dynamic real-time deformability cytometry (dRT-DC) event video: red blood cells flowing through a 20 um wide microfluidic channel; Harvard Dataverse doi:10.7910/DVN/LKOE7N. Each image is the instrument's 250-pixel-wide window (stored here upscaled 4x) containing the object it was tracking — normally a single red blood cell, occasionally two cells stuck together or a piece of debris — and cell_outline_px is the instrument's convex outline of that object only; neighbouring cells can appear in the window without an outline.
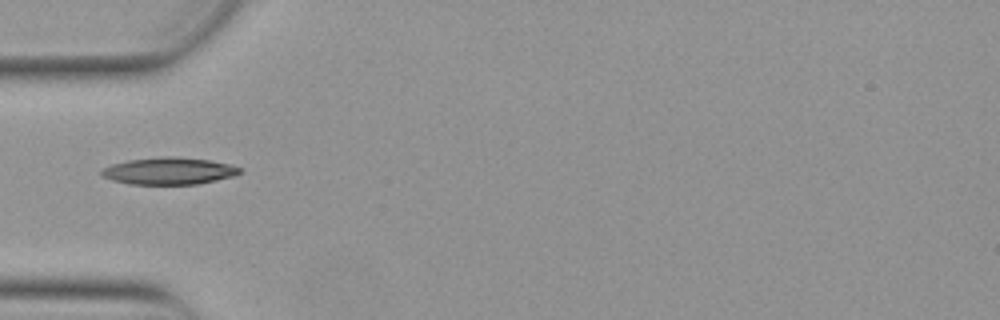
{"species": "Egyptian fruit bat (a non-hibernating species)", "species_latin": "Rousettus aegyptiacus", "temperature_condition": "warm", "stored_images_in_passage": 36, "camera_frame_rate_fps": 3000, "um_per_image_px": 0.085, "animal": {"sex": "female"}, "frame": {"image": 1, "passage_image": 1, "time_ms": 0.0, "image_size_px": [1000, 320], "cell_outline_px": [[240, 172], [232, 176], [216, 180], [196, 184], [128, 184], [112, 180], [104, 176], [100, 172], [104, 168], [112, 164], [128, 160], [160, 156], [176, 156], [208, 160], [228, 164], [240, 168]], "centroid_in_image_um": [14.32, 14.52], "position_along_channel_um": 70.7, "area_um2": 21.56}}
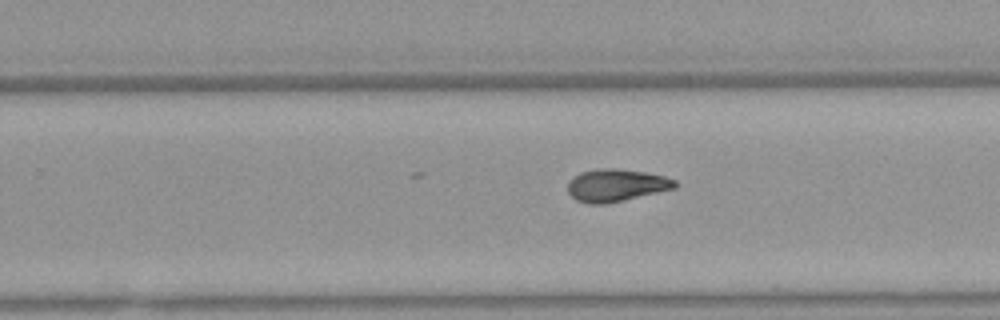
{"frame": {"image": 2, "passage_image": 17, "time_ms": 5.333, "image_size_px": [1000, 320], "cell_outline_px": [[676, 188], [604, 204], [588, 204], [576, 200], [568, 192], [568, 180], [572, 176], [580, 172], [600, 168], [616, 168], [644, 172], [664, 176], [676, 180]], "centroid_in_image_um": [52.33, 15.74], "position_along_channel_um": 277.5, "area_um2": 20.23}}
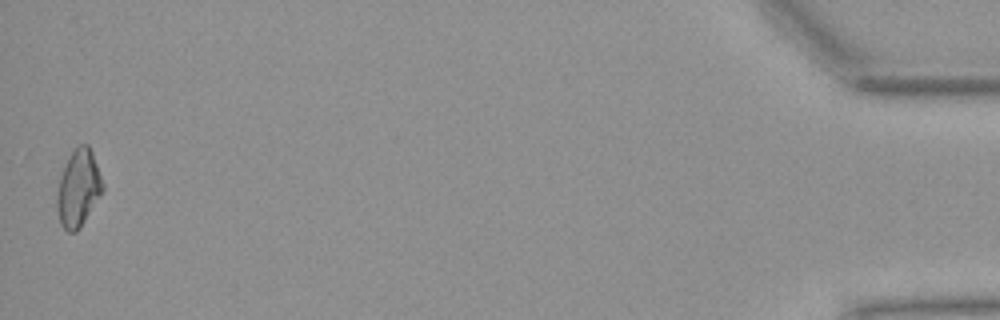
{"frame": {"image": 3, "passage_image": 36, "time_ms": 11.667, "image_size_px": [1000, 320], "cell_outline_px": [[104, 192], [80, 228], [76, 232], [68, 232], [60, 224], [56, 208], [56, 200], [60, 176], [64, 164], [68, 156], [80, 144], [88, 144], [92, 152], [104, 184]], "centroid_in_image_um": [6.67, 16.02], "position_along_channel_um": 428.5, "area_um2": 20.75}, "authors_computed_cell_mechanics": {"area_um2": 19.8832, "velocity_mm_per_s": 3.8752, "shape_relaxation_time_tau1_ms": 4.6609, "shape_relaxation_time_tau2_ms": 3.9022, "deformation_change_tau1": 0.1754, "deformation_change_tau2": 0.1114}}